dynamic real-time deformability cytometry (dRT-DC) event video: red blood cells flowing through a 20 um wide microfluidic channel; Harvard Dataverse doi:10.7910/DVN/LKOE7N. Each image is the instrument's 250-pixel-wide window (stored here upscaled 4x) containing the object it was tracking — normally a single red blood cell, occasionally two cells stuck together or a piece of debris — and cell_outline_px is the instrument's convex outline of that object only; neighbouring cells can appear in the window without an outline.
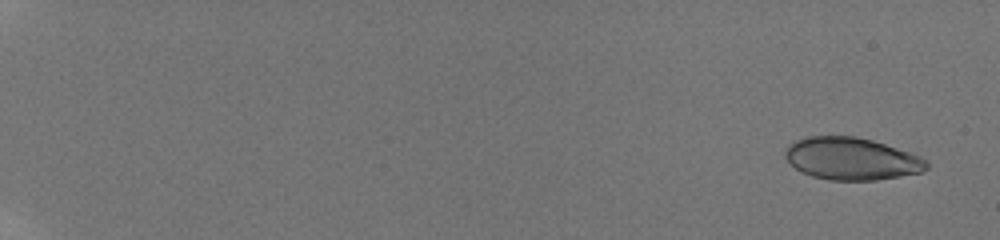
{"species": "human", "species_latin": "Homo sapiens", "temperature_condition": "room temperature", "stored_images_in_passage": 48, "camera_frame_rate_fps": 3000, "um_per_image_px": 0.085, "donor": {"sex": "male"}, "frame": {"image": 1, "passage_image": 2, "time_ms": 0.667, "image_size_px": [1000, 240], "cell_outline_px": [[928, 168], [920, 172], [900, 176], [876, 180], [828, 180], [812, 176], [796, 168], [784, 156], [784, 148], [788, 144], [804, 136], [856, 136], [872, 140], [912, 152], [920, 156], [928, 164]], "centroid_in_image_um": [72.36, 13.48], "position_along_channel_um": 12.6, "area_um2": 34.97}}
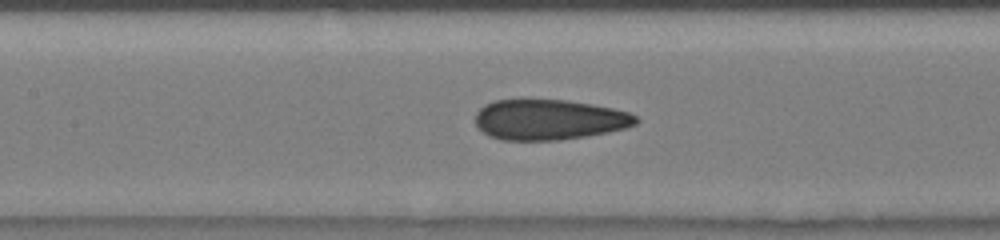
{"frame": {"image": 2, "passage_image": 26, "time_ms": 10.0, "image_size_px": [1000, 240], "cell_outline_px": [[640, 120], [636, 124], [628, 128], [608, 132], [560, 140], [500, 140], [488, 136], [476, 124], [476, 112], [484, 104], [496, 100], [520, 96], [564, 100], [592, 104], [612, 108], [628, 112], [636, 116]], "centroid_in_image_um": [46.63, 10.13], "position_along_channel_um": 160.8, "area_um2": 38.78}}
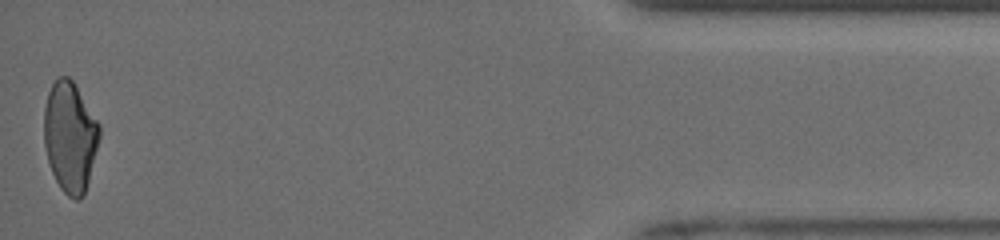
{"frame": {"image": 3, "passage_image": 48, "time_ms": 18.333, "image_size_px": [1000, 240], "cell_outline_px": [[100, 136], [84, 196], [80, 200], [76, 200], [68, 196], [60, 188], [52, 172], [48, 160], [44, 144], [44, 108], [48, 92], [56, 76], [68, 76], [72, 80], [100, 124]], "centroid_in_image_um": [5.94, 11.62], "position_along_channel_um": 429.3, "area_um2": 35.6}, "authors_computed_cell_mechanics": {"area_um2": 36.8186, "velocity_mm_per_s": 3.9807, "shape_relaxation_time_tau1_ms": 6.1055, "shape_relaxation_time_tau2_ms": 1.2658, "deformation_change_tau1": 0.1738, "deformation_change_tau2": 0.0862}}